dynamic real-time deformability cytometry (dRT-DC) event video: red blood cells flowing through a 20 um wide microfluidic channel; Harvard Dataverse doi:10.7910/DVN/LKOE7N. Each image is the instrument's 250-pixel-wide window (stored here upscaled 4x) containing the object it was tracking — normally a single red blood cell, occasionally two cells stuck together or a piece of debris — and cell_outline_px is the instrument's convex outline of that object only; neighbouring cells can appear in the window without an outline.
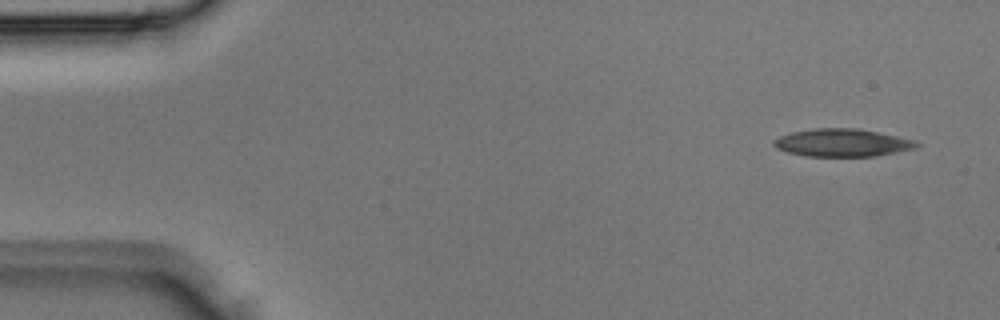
{"species": "Egyptian fruit bat (a non-hibernating species)", "species_latin": "Rousettus aegyptiacus", "temperature_condition": "room temperature", "stored_images_in_passage": 3, "camera_frame_rate_fps": 3000, "um_per_image_px": 0.085, "animal": {"sex": "male"}, "frame": {"image": 1, "passage_image": 1, "time_ms": 0.0, "image_size_px": [1000, 320], "cell_outline_px": [[920, 144], [916, 148], [876, 156], [804, 156], [788, 152], [776, 148], [772, 144], [772, 140], [780, 136], [792, 132], [812, 128], [856, 128], [916, 140]], "centroid_in_image_um": [71.57, 12.13], "position_along_channel_um": 13.4, "area_um2": 23.06}}
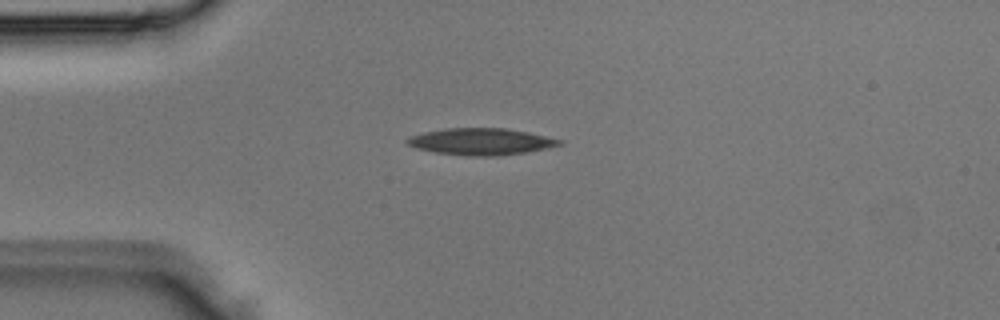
{"frame": {"image": 2, "passage_image": 3, "time_ms": 0.667, "image_size_px": [1000, 320], "cell_outline_px": [[564, 144], [524, 152], [496, 156], [464, 156], [436, 152], [416, 148], [408, 144], [404, 140], [408, 136], [424, 132], [444, 128], [504, 128], [528, 132], [564, 140]], "centroid_in_image_um": [40.85, 12.03], "position_along_channel_um": 44.1, "area_um2": 23.7}}